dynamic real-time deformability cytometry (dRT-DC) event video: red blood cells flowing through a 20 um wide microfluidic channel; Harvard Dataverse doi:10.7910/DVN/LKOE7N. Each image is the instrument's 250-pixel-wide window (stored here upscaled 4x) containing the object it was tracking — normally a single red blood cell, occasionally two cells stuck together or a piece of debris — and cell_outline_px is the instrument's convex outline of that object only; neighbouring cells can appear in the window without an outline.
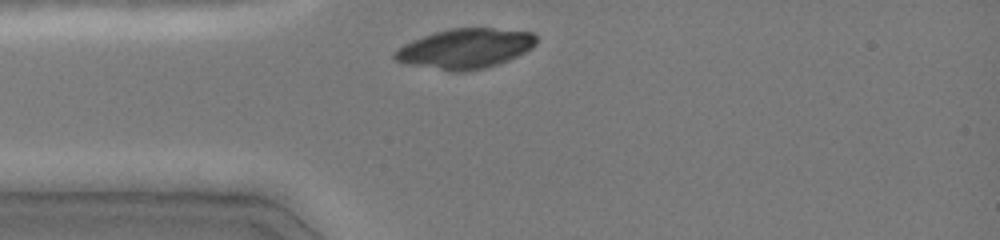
{"species": "common noctule bat (a hibernating species)", "species_latin": "Nyctalus noctula", "temperature_condition": "cold", "stored_images_in_passage": 22, "camera_frame_rate_fps": 3000, "um_per_image_px": 0.085, "animal": {"sex": "female", "body_mass_g": 19.0, "forearm_length_mm": 51.5}, "frame": {"image": 1, "passage_image": 1, "time_ms": 0.0, "image_size_px": [1000, 240], "cell_outline_px": [[536, 44], [532, 48], [508, 60], [484, 68], [464, 72], [452, 72], [404, 64], [396, 60], [392, 56], [392, 52], [396, 48], [412, 40], [436, 32], [452, 28], [492, 28], [532, 32], [536, 36]], "centroid_in_image_um": [39.49, 4.14], "position_along_channel_um": 45.5, "area_um2": 33.0}}
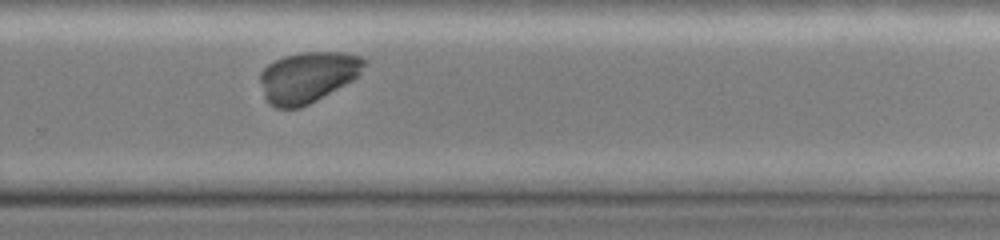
{"frame": {"image": 2, "passage_image": 15, "time_ms": 4.667, "image_size_px": [1000, 240], "cell_outline_px": [[368, 60], [360, 72], [352, 80], [316, 100], [300, 108], [276, 108], [268, 104], [264, 96], [260, 80], [260, 72], [268, 64], [284, 56], [304, 52], [340, 52], [364, 56]], "centroid_in_image_um": [26.15, 6.54], "position_along_channel_um": 303.7, "area_um2": 30.69}}
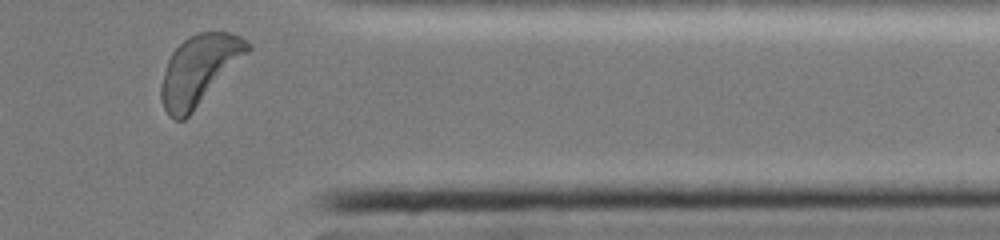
{"frame": {"image": 3, "passage_image": 21, "time_ms": 6.667, "image_size_px": [1000, 240], "cell_outline_px": [[252, 48], [192, 112], [184, 120], [176, 120], [168, 116], [160, 100], [160, 84], [168, 60], [172, 52], [188, 36], [200, 32], [232, 32], [240, 36], [252, 44]], "centroid_in_image_um": [16.91, 5.93], "position_along_channel_um": 394.5, "area_um2": 34.74}}